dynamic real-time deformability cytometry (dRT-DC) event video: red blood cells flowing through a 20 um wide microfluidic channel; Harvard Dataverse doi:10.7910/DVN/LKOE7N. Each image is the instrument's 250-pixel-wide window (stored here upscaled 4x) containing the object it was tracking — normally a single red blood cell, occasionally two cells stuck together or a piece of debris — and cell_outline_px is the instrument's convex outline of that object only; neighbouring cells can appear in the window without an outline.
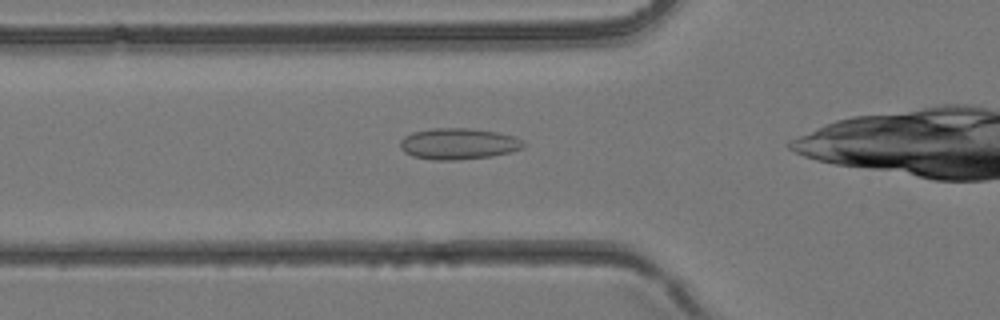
{"species": "common noctule bat (a hibernating species)", "species_latin": "Nyctalus noctula", "temperature_condition": "room temperature", "stored_images_in_passage": 30, "camera_frame_rate_fps": 3000, "um_per_image_px": 0.085, "animal": {"sex": "female", "body_mass_g": 24.6, "forearm_length_mm": 56.2}, "frame": {"image": 1, "passage_image": 7, "time_ms": 2.0, "image_size_px": [1000, 320], "cell_outline_px": [[524, 148], [512, 152], [492, 156], [456, 160], [432, 160], [412, 156], [404, 152], [400, 148], [400, 140], [404, 136], [412, 132], [432, 128], [472, 128], [496, 132], [512, 136], [520, 140], [524, 144]], "centroid_in_image_um": [38.93, 12.22], "position_along_channel_um": 86.9, "area_um2": 22.54}}
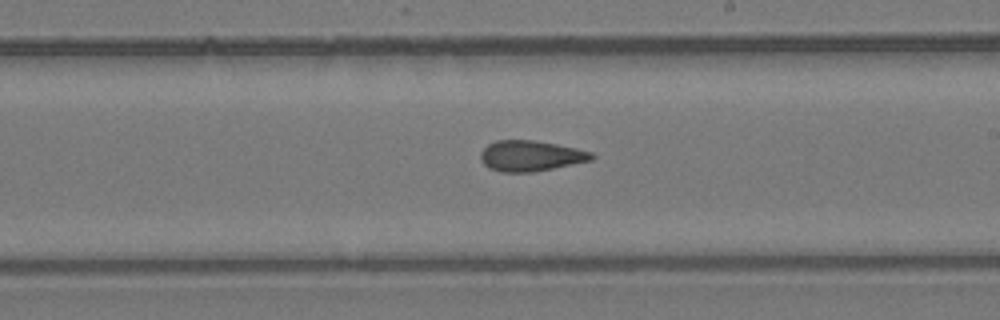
{"frame": {"image": 2, "passage_image": 16, "time_ms": 5.0, "image_size_px": [1000, 320], "cell_outline_px": [[596, 156], [592, 160], [532, 172], [500, 172], [488, 168], [480, 160], [480, 152], [488, 144], [496, 140], [532, 140], [556, 144], [576, 148], [592, 152]], "centroid_in_image_um": [45.08, 13.25], "position_along_channel_um": 243.9, "area_um2": 19.83}}
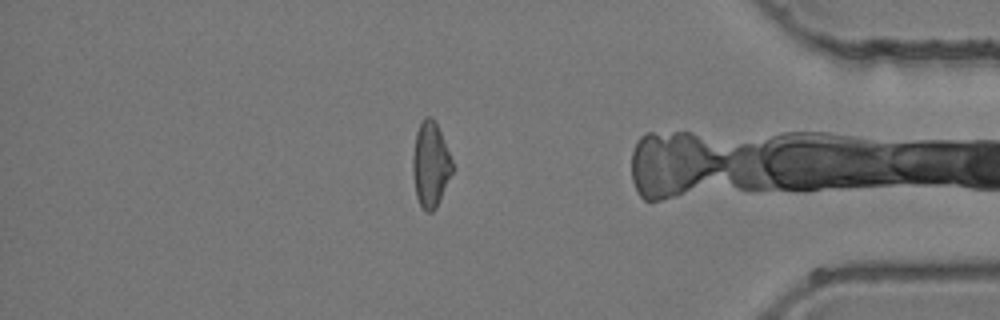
{"frame": {"image": 3, "passage_image": 27, "time_ms": 8.667, "image_size_px": [1000, 320], "cell_outline_px": [[452, 172], [440, 200], [436, 208], [432, 212], [424, 212], [416, 196], [412, 172], [412, 156], [416, 132], [424, 116], [432, 116], [440, 132], [452, 160]], "centroid_in_image_um": [36.57, 14.0], "position_along_channel_um": 398.6, "area_um2": 19.59}}